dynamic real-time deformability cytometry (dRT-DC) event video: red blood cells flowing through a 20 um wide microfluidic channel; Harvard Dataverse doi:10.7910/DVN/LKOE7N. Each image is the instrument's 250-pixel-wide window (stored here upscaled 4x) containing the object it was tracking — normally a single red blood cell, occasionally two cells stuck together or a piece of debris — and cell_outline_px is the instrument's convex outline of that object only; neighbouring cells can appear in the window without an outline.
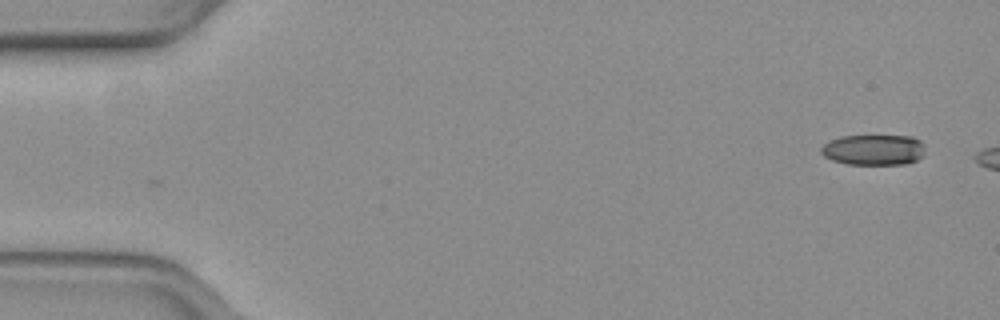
{"species": "common noctule bat (a hibernating species)", "species_latin": "Nyctalus noctula", "temperature_condition": "warm", "stored_images_in_passage": 6, "camera_frame_rate_fps": 3000, "um_per_image_px": 0.085, "animal": {"sex": "female", "body_mass_g": 19.3, "forearm_length_mm": 54.1}, "frame": {"image": 1, "passage_image": 1, "time_ms": 0.0, "image_size_px": [1000, 320], "cell_outline_px": [[924, 156], [908, 164], [848, 164], [832, 160], [824, 156], [820, 152], [820, 148], [828, 140], [840, 136], [912, 136], [920, 140], [924, 144]], "centroid_in_image_um": [74.26, 12.73], "position_along_channel_um": 10.7, "area_um2": 18.79}}